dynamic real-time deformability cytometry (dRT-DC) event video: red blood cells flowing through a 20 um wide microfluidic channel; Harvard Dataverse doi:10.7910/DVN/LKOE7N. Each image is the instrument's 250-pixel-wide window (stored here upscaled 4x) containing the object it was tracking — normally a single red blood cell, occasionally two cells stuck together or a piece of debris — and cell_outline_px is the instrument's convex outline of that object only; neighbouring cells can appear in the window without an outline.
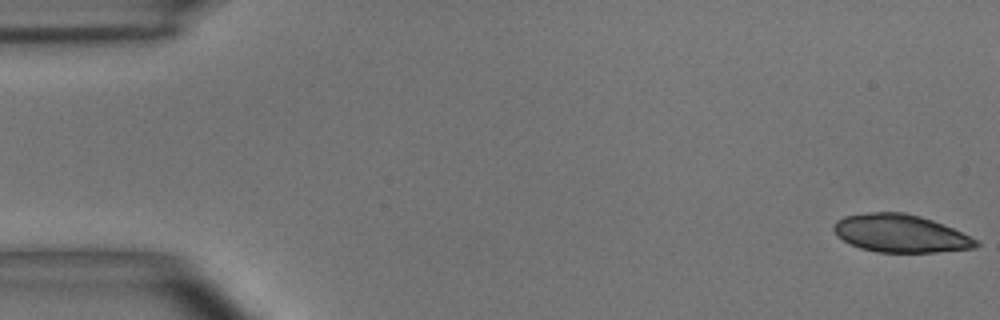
{"species": "common noctule bat (a hibernating species)", "species_latin": "Nyctalus noctula", "temperature_condition": "room temperature", "stored_images_in_passage": 50, "camera_frame_rate_fps": 3000, "um_per_image_px": 0.085, "animal": {"sex": "male", "body_mass_g": 15.6}, "frame": {"image": 1, "passage_image": 1, "time_ms": 0.0, "image_size_px": [1000, 320], "cell_outline_px": [[980, 244], [976, 248], [936, 252], [876, 252], [860, 248], [836, 236], [832, 228], [836, 220], [844, 216], [872, 212], [904, 212], [920, 216], [944, 224], [976, 240]], "centroid_in_image_um": [76.51, 19.84], "position_along_channel_um": 8.5, "area_um2": 31.27}}